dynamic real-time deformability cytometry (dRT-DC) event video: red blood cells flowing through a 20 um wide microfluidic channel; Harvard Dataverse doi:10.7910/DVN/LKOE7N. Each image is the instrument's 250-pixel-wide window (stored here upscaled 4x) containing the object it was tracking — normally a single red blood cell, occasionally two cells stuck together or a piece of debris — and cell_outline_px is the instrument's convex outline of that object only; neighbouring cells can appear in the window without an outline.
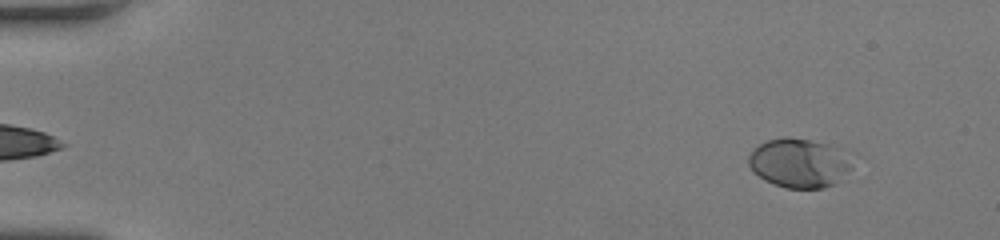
{"species": "human", "species_latin": "Homo sapiens", "temperature_condition": "room temperature", "stored_images_in_passage": 51, "camera_frame_rate_fps": 3000, "um_per_image_px": 0.085, "donor": {"sex": "female"}, "frame": {"image": 1, "passage_image": 4, "time_ms": 1.0, "image_size_px": [1000, 240], "cell_outline_px": [[852, 168], [836, 184], [824, 188], [784, 188], [764, 180], [752, 172], [748, 164], [748, 156], [760, 144], [768, 140], [784, 136], [788, 136], [828, 144], [844, 152], [848, 156]], "centroid_in_image_um": [67.91, 13.87], "position_along_channel_um": 17.1, "area_um2": 29.71}}
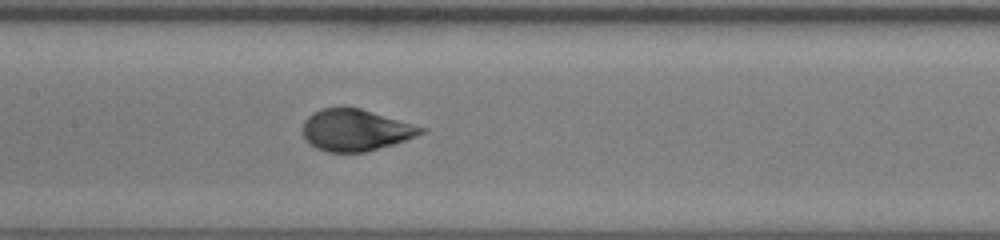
{"frame": {"image": 2, "passage_image": 26, "time_ms": 8.333, "image_size_px": [1000, 240], "cell_outline_px": [[428, 132], [396, 144], [364, 152], [328, 152], [316, 148], [308, 144], [304, 136], [304, 120], [312, 112], [320, 108], [344, 104], [360, 108], [428, 128]], "centroid_in_image_um": [30.24, 11.03], "position_along_channel_um": 177.2, "area_um2": 29.48}}
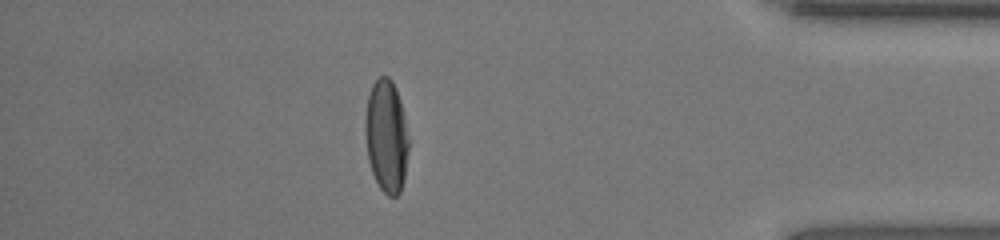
{"frame": {"image": 3, "passage_image": 45, "time_ms": 14.667, "image_size_px": [1000, 240], "cell_outline_px": [[408, 148], [404, 180], [400, 192], [396, 196], [388, 196], [380, 188], [372, 172], [368, 160], [364, 128], [364, 120], [368, 96], [372, 84], [380, 76], [388, 76], [392, 80], [396, 88], [400, 100], [404, 116], [408, 140]], "centroid_in_image_um": [32.82, 11.56], "position_along_channel_um": 402.4, "area_um2": 28.55}, "authors_computed_cell_mechanics": {"area_um2": 28.9, "velocity_mm_per_s": 4.0881, "shape_relaxation_time_tau1_ms": 2.9448, "shape_relaxation_time_tau2_ms": null, "deformation_change_tau1": 0.1944, "deformation_change_tau2": null}}